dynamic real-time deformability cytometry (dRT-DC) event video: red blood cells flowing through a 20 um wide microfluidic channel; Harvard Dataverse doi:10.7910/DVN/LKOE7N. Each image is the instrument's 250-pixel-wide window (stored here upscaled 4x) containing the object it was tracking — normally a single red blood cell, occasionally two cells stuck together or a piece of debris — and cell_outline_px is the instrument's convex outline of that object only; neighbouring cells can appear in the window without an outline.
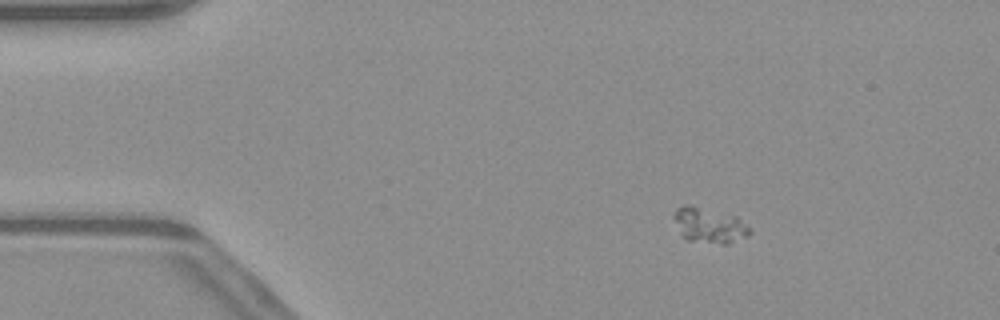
{"species": "common noctule bat (a hibernating species)", "species_latin": "Nyctalus noctula", "temperature_condition": "warm", "stored_images_in_passage": 21, "camera_frame_rate_fps": 3000, "um_per_image_px": 0.085, "animal": {"sex": "male", "body_mass_g": 23.1, "forearm_length_mm": 52.7}, "frame": {"image": 1, "passage_image": 9, "time_ms": 2.667, "image_size_px": [1000, 320], "cell_outline_px": [[752, 232], [748, 236], [728, 244], [720, 244], [688, 240], [680, 236], [672, 216], [676, 208], [684, 204], [692, 204], [736, 216], [752, 228]], "centroid_in_image_um": [60.27, 19.14], "position_along_channel_um": 24.7, "area_um2": 16.07}}
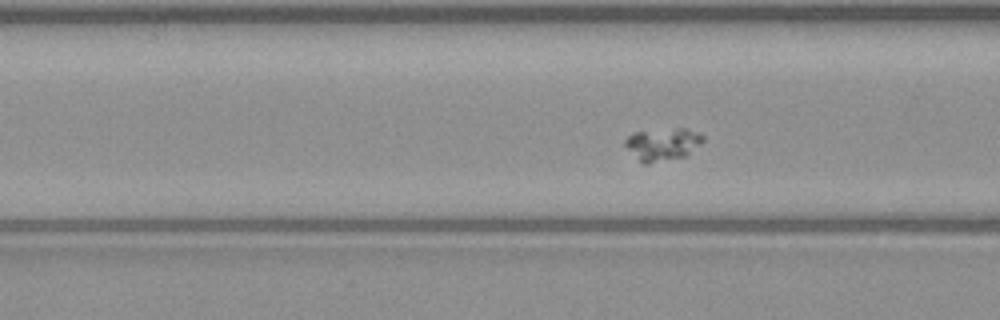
{"frame": {"image": 2, "passage_image": 21, "time_ms": 6.667, "image_size_px": [1000, 320], "cell_outline_px": [[704, 140], [700, 144], [684, 156], [648, 164], [644, 164], [624, 144], [624, 140], [632, 132], [676, 128], [688, 128], [700, 132], [704, 136]], "centroid_in_image_um": [56.35, 12.23], "position_along_channel_um": 110.3, "area_um2": 14.62}}